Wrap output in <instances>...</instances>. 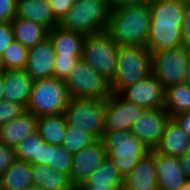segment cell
<instances>
[{
  "label": "cell",
  "mask_w": 190,
  "mask_h": 190,
  "mask_svg": "<svg viewBox=\"0 0 190 190\" xmlns=\"http://www.w3.org/2000/svg\"><path fill=\"white\" fill-rule=\"evenodd\" d=\"M150 2L111 10L106 32L119 46H146L150 31Z\"/></svg>",
  "instance_id": "1"
},
{
  "label": "cell",
  "mask_w": 190,
  "mask_h": 190,
  "mask_svg": "<svg viewBox=\"0 0 190 190\" xmlns=\"http://www.w3.org/2000/svg\"><path fill=\"white\" fill-rule=\"evenodd\" d=\"M111 7L108 0H78L59 22L65 30L90 35L108 28Z\"/></svg>",
  "instance_id": "2"
},
{
  "label": "cell",
  "mask_w": 190,
  "mask_h": 190,
  "mask_svg": "<svg viewBox=\"0 0 190 190\" xmlns=\"http://www.w3.org/2000/svg\"><path fill=\"white\" fill-rule=\"evenodd\" d=\"M152 74V53L146 46H119L115 74L110 80L112 93Z\"/></svg>",
  "instance_id": "3"
},
{
  "label": "cell",
  "mask_w": 190,
  "mask_h": 190,
  "mask_svg": "<svg viewBox=\"0 0 190 190\" xmlns=\"http://www.w3.org/2000/svg\"><path fill=\"white\" fill-rule=\"evenodd\" d=\"M101 139L106 157L113 160L124 179L127 178L134 166L150 152L130 131L104 132Z\"/></svg>",
  "instance_id": "4"
},
{
  "label": "cell",
  "mask_w": 190,
  "mask_h": 190,
  "mask_svg": "<svg viewBox=\"0 0 190 190\" xmlns=\"http://www.w3.org/2000/svg\"><path fill=\"white\" fill-rule=\"evenodd\" d=\"M71 100L64 80L56 77L33 81L27 111L35 116L63 114Z\"/></svg>",
  "instance_id": "5"
},
{
  "label": "cell",
  "mask_w": 190,
  "mask_h": 190,
  "mask_svg": "<svg viewBox=\"0 0 190 190\" xmlns=\"http://www.w3.org/2000/svg\"><path fill=\"white\" fill-rule=\"evenodd\" d=\"M106 99L71 98L63 112L67 126L81 129L95 139L104 133Z\"/></svg>",
  "instance_id": "6"
},
{
  "label": "cell",
  "mask_w": 190,
  "mask_h": 190,
  "mask_svg": "<svg viewBox=\"0 0 190 190\" xmlns=\"http://www.w3.org/2000/svg\"><path fill=\"white\" fill-rule=\"evenodd\" d=\"M64 84L71 98L107 99L112 94L110 80L88 66L82 58L65 78Z\"/></svg>",
  "instance_id": "7"
},
{
  "label": "cell",
  "mask_w": 190,
  "mask_h": 190,
  "mask_svg": "<svg viewBox=\"0 0 190 190\" xmlns=\"http://www.w3.org/2000/svg\"><path fill=\"white\" fill-rule=\"evenodd\" d=\"M118 52L119 45L106 31L85 36L82 59L109 80L115 74Z\"/></svg>",
  "instance_id": "8"
},
{
  "label": "cell",
  "mask_w": 190,
  "mask_h": 190,
  "mask_svg": "<svg viewBox=\"0 0 190 190\" xmlns=\"http://www.w3.org/2000/svg\"><path fill=\"white\" fill-rule=\"evenodd\" d=\"M189 61L190 49L185 45L152 53V74L164 89L185 83Z\"/></svg>",
  "instance_id": "9"
},
{
  "label": "cell",
  "mask_w": 190,
  "mask_h": 190,
  "mask_svg": "<svg viewBox=\"0 0 190 190\" xmlns=\"http://www.w3.org/2000/svg\"><path fill=\"white\" fill-rule=\"evenodd\" d=\"M143 110L119 93H112L106 99L104 132L130 131Z\"/></svg>",
  "instance_id": "10"
},
{
  "label": "cell",
  "mask_w": 190,
  "mask_h": 190,
  "mask_svg": "<svg viewBox=\"0 0 190 190\" xmlns=\"http://www.w3.org/2000/svg\"><path fill=\"white\" fill-rule=\"evenodd\" d=\"M170 115L165 108L145 109L133 123L130 132L135 135L149 151L158 146Z\"/></svg>",
  "instance_id": "11"
},
{
  "label": "cell",
  "mask_w": 190,
  "mask_h": 190,
  "mask_svg": "<svg viewBox=\"0 0 190 190\" xmlns=\"http://www.w3.org/2000/svg\"><path fill=\"white\" fill-rule=\"evenodd\" d=\"M119 94L144 110L164 108L165 105V89L153 74L124 88Z\"/></svg>",
  "instance_id": "12"
},
{
  "label": "cell",
  "mask_w": 190,
  "mask_h": 190,
  "mask_svg": "<svg viewBox=\"0 0 190 190\" xmlns=\"http://www.w3.org/2000/svg\"><path fill=\"white\" fill-rule=\"evenodd\" d=\"M106 157L102 139H95L81 151L73 154L70 179L74 186L83 184Z\"/></svg>",
  "instance_id": "13"
},
{
  "label": "cell",
  "mask_w": 190,
  "mask_h": 190,
  "mask_svg": "<svg viewBox=\"0 0 190 190\" xmlns=\"http://www.w3.org/2000/svg\"><path fill=\"white\" fill-rule=\"evenodd\" d=\"M55 52L50 37L28 49L24 70L33 80L54 77Z\"/></svg>",
  "instance_id": "14"
},
{
  "label": "cell",
  "mask_w": 190,
  "mask_h": 190,
  "mask_svg": "<svg viewBox=\"0 0 190 190\" xmlns=\"http://www.w3.org/2000/svg\"><path fill=\"white\" fill-rule=\"evenodd\" d=\"M154 162L159 190H178L189 181L178 157L166 156L154 150Z\"/></svg>",
  "instance_id": "15"
},
{
  "label": "cell",
  "mask_w": 190,
  "mask_h": 190,
  "mask_svg": "<svg viewBox=\"0 0 190 190\" xmlns=\"http://www.w3.org/2000/svg\"><path fill=\"white\" fill-rule=\"evenodd\" d=\"M4 100L16 103L27 109L33 79L24 70H3Z\"/></svg>",
  "instance_id": "16"
},
{
  "label": "cell",
  "mask_w": 190,
  "mask_h": 190,
  "mask_svg": "<svg viewBox=\"0 0 190 190\" xmlns=\"http://www.w3.org/2000/svg\"><path fill=\"white\" fill-rule=\"evenodd\" d=\"M125 190H159L154 162V150L147 153L124 179Z\"/></svg>",
  "instance_id": "17"
},
{
  "label": "cell",
  "mask_w": 190,
  "mask_h": 190,
  "mask_svg": "<svg viewBox=\"0 0 190 190\" xmlns=\"http://www.w3.org/2000/svg\"><path fill=\"white\" fill-rule=\"evenodd\" d=\"M37 131V116L25 110L18 117L0 126V140L7 146L16 147L25 137Z\"/></svg>",
  "instance_id": "18"
},
{
  "label": "cell",
  "mask_w": 190,
  "mask_h": 190,
  "mask_svg": "<svg viewBox=\"0 0 190 190\" xmlns=\"http://www.w3.org/2000/svg\"><path fill=\"white\" fill-rule=\"evenodd\" d=\"M185 8L183 0H151L150 25L182 26Z\"/></svg>",
  "instance_id": "19"
},
{
  "label": "cell",
  "mask_w": 190,
  "mask_h": 190,
  "mask_svg": "<svg viewBox=\"0 0 190 190\" xmlns=\"http://www.w3.org/2000/svg\"><path fill=\"white\" fill-rule=\"evenodd\" d=\"M189 149L190 137L170 118L155 151L166 156L179 158Z\"/></svg>",
  "instance_id": "20"
},
{
  "label": "cell",
  "mask_w": 190,
  "mask_h": 190,
  "mask_svg": "<svg viewBox=\"0 0 190 190\" xmlns=\"http://www.w3.org/2000/svg\"><path fill=\"white\" fill-rule=\"evenodd\" d=\"M15 17L38 22L49 31L59 25L52 13L49 0H17Z\"/></svg>",
  "instance_id": "21"
},
{
  "label": "cell",
  "mask_w": 190,
  "mask_h": 190,
  "mask_svg": "<svg viewBox=\"0 0 190 190\" xmlns=\"http://www.w3.org/2000/svg\"><path fill=\"white\" fill-rule=\"evenodd\" d=\"M182 45V26L150 25L146 47L151 53Z\"/></svg>",
  "instance_id": "22"
},
{
  "label": "cell",
  "mask_w": 190,
  "mask_h": 190,
  "mask_svg": "<svg viewBox=\"0 0 190 190\" xmlns=\"http://www.w3.org/2000/svg\"><path fill=\"white\" fill-rule=\"evenodd\" d=\"M55 56H82L85 35L57 25L48 33Z\"/></svg>",
  "instance_id": "23"
},
{
  "label": "cell",
  "mask_w": 190,
  "mask_h": 190,
  "mask_svg": "<svg viewBox=\"0 0 190 190\" xmlns=\"http://www.w3.org/2000/svg\"><path fill=\"white\" fill-rule=\"evenodd\" d=\"M33 185L42 190H75L68 175L56 172L43 163L32 165Z\"/></svg>",
  "instance_id": "24"
},
{
  "label": "cell",
  "mask_w": 190,
  "mask_h": 190,
  "mask_svg": "<svg viewBox=\"0 0 190 190\" xmlns=\"http://www.w3.org/2000/svg\"><path fill=\"white\" fill-rule=\"evenodd\" d=\"M31 186H33L32 165L26 161L16 159L0 175V187L2 190H25Z\"/></svg>",
  "instance_id": "25"
},
{
  "label": "cell",
  "mask_w": 190,
  "mask_h": 190,
  "mask_svg": "<svg viewBox=\"0 0 190 190\" xmlns=\"http://www.w3.org/2000/svg\"><path fill=\"white\" fill-rule=\"evenodd\" d=\"M81 185L122 190L124 189V178L120 175L113 160L105 157L98 168Z\"/></svg>",
  "instance_id": "26"
},
{
  "label": "cell",
  "mask_w": 190,
  "mask_h": 190,
  "mask_svg": "<svg viewBox=\"0 0 190 190\" xmlns=\"http://www.w3.org/2000/svg\"><path fill=\"white\" fill-rule=\"evenodd\" d=\"M11 23L15 39L28 49L48 37L49 30L38 22L14 17Z\"/></svg>",
  "instance_id": "27"
},
{
  "label": "cell",
  "mask_w": 190,
  "mask_h": 190,
  "mask_svg": "<svg viewBox=\"0 0 190 190\" xmlns=\"http://www.w3.org/2000/svg\"><path fill=\"white\" fill-rule=\"evenodd\" d=\"M67 129L63 114L37 117V131L46 143L61 145Z\"/></svg>",
  "instance_id": "28"
},
{
  "label": "cell",
  "mask_w": 190,
  "mask_h": 190,
  "mask_svg": "<svg viewBox=\"0 0 190 190\" xmlns=\"http://www.w3.org/2000/svg\"><path fill=\"white\" fill-rule=\"evenodd\" d=\"M45 143L39 132H34L17 144L16 159L26 161L31 165L42 163Z\"/></svg>",
  "instance_id": "29"
},
{
  "label": "cell",
  "mask_w": 190,
  "mask_h": 190,
  "mask_svg": "<svg viewBox=\"0 0 190 190\" xmlns=\"http://www.w3.org/2000/svg\"><path fill=\"white\" fill-rule=\"evenodd\" d=\"M164 108L171 118L179 113L190 111V84L182 83L165 89Z\"/></svg>",
  "instance_id": "30"
},
{
  "label": "cell",
  "mask_w": 190,
  "mask_h": 190,
  "mask_svg": "<svg viewBox=\"0 0 190 190\" xmlns=\"http://www.w3.org/2000/svg\"><path fill=\"white\" fill-rule=\"evenodd\" d=\"M72 160L73 154L62 145L45 143L42 163L48 165L49 168L70 177Z\"/></svg>",
  "instance_id": "31"
},
{
  "label": "cell",
  "mask_w": 190,
  "mask_h": 190,
  "mask_svg": "<svg viewBox=\"0 0 190 190\" xmlns=\"http://www.w3.org/2000/svg\"><path fill=\"white\" fill-rule=\"evenodd\" d=\"M28 48L18 40H14L0 57V66L3 70H21L26 66Z\"/></svg>",
  "instance_id": "32"
},
{
  "label": "cell",
  "mask_w": 190,
  "mask_h": 190,
  "mask_svg": "<svg viewBox=\"0 0 190 190\" xmlns=\"http://www.w3.org/2000/svg\"><path fill=\"white\" fill-rule=\"evenodd\" d=\"M62 146L70 153L75 154L91 144L95 138L81 129L67 126Z\"/></svg>",
  "instance_id": "33"
},
{
  "label": "cell",
  "mask_w": 190,
  "mask_h": 190,
  "mask_svg": "<svg viewBox=\"0 0 190 190\" xmlns=\"http://www.w3.org/2000/svg\"><path fill=\"white\" fill-rule=\"evenodd\" d=\"M82 56H55L54 77L65 80Z\"/></svg>",
  "instance_id": "34"
},
{
  "label": "cell",
  "mask_w": 190,
  "mask_h": 190,
  "mask_svg": "<svg viewBox=\"0 0 190 190\" xmlns=\"http://www.w3.org/2000/svg\"><path fill=\"white\" fill-rule=\"evenodd\" d=\"M25 109L13 102L9 101H1L0 102V126L5 123H9L16 117H18L21 113H23Z\"/></svg>",
  "instance_id": "35"
},
{
  "label": "cell",
  "mask_w": 190,
  "mask_h": 190,
  "mask_svg": "<svg viewBox=\"0 0 190 190\" xmlns=\"http://www.w3.org/2000/svg\"><path fill=\"white\" fill-rule=\"evenodd\" d=\"M16 160L15 148L7 146L0 140V175Z\"/></svg>",
  "instance_id": "36"
},
{
  "label": "cell",
  "mask_w": 190,
  "mask_h": 190,
  "mask_svg": "<svg viewBox=\"0 0 190 190\" xmlns=\"http://www.w3.org/2000/svg\"><path fill=\"white\" fill-rule=\"evenodd\" d=\"M15 40L11 22H0V57L9 45Z\"/></svg>",
  "instance_id": "37"
},
{
  "label": "cell",
  "mask_w": 190,
  "mask_h": 190,
  "mask_svg": "<svg viewBox=\"0 0 190 190\" xmlns=\"http://www.w3.org/2000/svg\"><path fill=\"white\" fill-rule=\"evenodd\" d=\"M50 8L54 17L60 22L67 12L72 8V0H49Z\"/></svg>",
  "instance_id": "38"
},
{
  "label": "cell",
  "mask_w": 190,
  "mask_h": 190,
  "mask_svg": "<svg viewBox=\"0 0 190 190\" xmlns=\"http://www.w3.org/2000/svg\"><path fill=\"white\" fill-rule=\"evenodd\" d=\"M17 0H0V22H11L16 16Z\"/></svg>",
  "instance_id": "39"
},
{
  "label": "cell",
  "mask_w": 190,
  "mask_h": 190,
  "mask_svg": "<svg viewBox=\"0 0 190 190\" xmlns=\"http://www.w3.org/2000/svg\"><path fill=\"white\" fill-rule=\"evenodd\" d=\"M183 44L190 49V6H186L182 24Z\"/></svg>",
  "instance_id": "40"
},
{
  "label": "cell",
  "mask_w": 190,
  "mask_h": 190,
  "mask_svg": "<svg viewBox=\"0 0 190 190\" xmlns=\"http://www.w3.org/2000/svg\"><path fill=\"white\" fill-rule=\"evenodd\" d=\"M172 119L190 137V111H186V112H182L177 115H174Z\"/></svg>",
  "instance_id": "41"
},
{
  "label": "cell",
  "mask_w": 190,
  "mask_h": 190,
  "mask_svg": "<svg viewBox=\"0 0 190 190\" xmlns=\"http://www.w3.org/2000/svg\"><path fill=\"white\" fill-rule=\"evenodd\" d=\"M111 9L117 8V7H123L126 5L131 4H142L146 2H150L151 0H108Z\"/></svg>",
  "instance_id": "42"
},
{
  "label": "cell",
  "mask_w": 190,
  "mask_h": 190,
  "mask_svg": "<svg viewBox=\"0 0 190 190\" xmlns=\"http://www.w3.org/2000/svg\"><path fill=\"white\" fill-rule=\"evenodd\" d=\"M179 160L186 178L190 180V149L179 157Z\"/></svg>",
  "instance_id": "43"
},
{
  "label": "cell",
  "mask_w": 190,
  "mask_h": 190,
  "mask_svg": "<svg viewBox=\"0 0 190 190\" xmlns=\"http://www.w3.org/2000/svg\"><path fill=\"white\" fill-rule=\"evenodd\" d=\"M75 190H117V189H111V188H108V187L82 186L80 184L78 186H75Z\"/></svg>",
  "instance_id": "44"
},
{
  "label": "cell",
  "mask_w": 190,
  "mask_h": 190,
  "mask_svg": "<svg viewBox=\"0 0 190 190\" xmlns=\"http://www.w3.org/2000/svg\"><path fill=\"white\" fill-rule=\"evenodd\" d=\"M4 82H3V74L0 75V102L4 101Z\"/></svg>",
  "instance_id": "45"
},
{
  "label": "cell",
  "mask_w": 190,
  "mask_h": 190,
  "mask_svg": "<svg viewBox=\"0 0 190 190\" xmlns=\"http://www.w3.org/2000/svg\"><path fill=\"white\" fill-rule=\"evenodd\" d=\"M185 83L190 84V61L186 70Z\"/></svg>",
  "instance_id": "46"
},
{
  "label": "cell",
  "mask_w": 190,
  "mask_h": 190,
  "mask_svg": "<svg viewBox=\"0 0 190 190\" xmlns=\"http://www.w3.org/2000/svg\"><path fill=\"white\" fill-rule=\"evenodd\" d=\"M178 190H190V180Z\"/></svg>",
  "instance_id": "47"
},
{
  "label": "cell",
  "mask_w": 190,
  "mask_h": 190,
  "mask_svg": "<svg viewBox=\"0 0 190 190\" xmlns=\"http://www.w3.org/2000/svg\"><path fill=\"white\" fill-rule=\"evenodd\" d=\"M25 190H42V189H40L39 187L33 185L30 188H27Z\"/></svg>",
  "instance_id": "48"
},
{
  "label": "cell",
  "mask_w": 190,
  "mask_h": 190,
  "mask_svg": "<svg viewBox=\"0 0 190 190\" xmlns=\"http://www.w3.org/2000/svg\"><path fill=\"white\" fill-rule=\"evenodd\" d=\"M183 2L186 6H190V0H183Z\"/></svg>",
  "instance_id": "49"
},
{
  "label": "cell",
  "mask_w": 190,
  "mask_h": 190,
  "mask_svg": "<svg viewBox=\"0 0 190 190\" xmlns=\"http://www.w3.org/2000/svg\"><path fill=\"white\" fill-rule=\"evenodd\" d=\"M3 72V68L0 66V75L2 74Z\"/></svg>",
  "instance_id": "50"
}]
</instances>
